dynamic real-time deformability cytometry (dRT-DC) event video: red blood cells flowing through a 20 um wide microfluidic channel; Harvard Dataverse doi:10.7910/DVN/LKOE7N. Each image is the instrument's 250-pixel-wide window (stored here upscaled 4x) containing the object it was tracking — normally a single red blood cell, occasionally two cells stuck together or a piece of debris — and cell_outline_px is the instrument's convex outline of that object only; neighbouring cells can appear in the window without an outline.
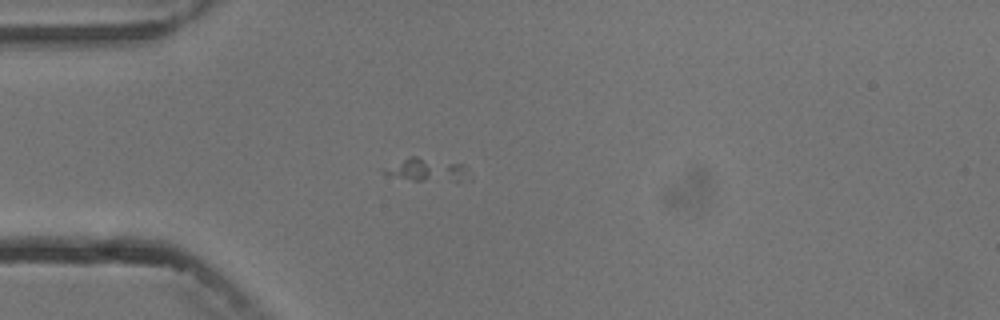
{"species": "common noctule bat (a hibernating species)", "species_latin": "Nyctalus noctula", "temperature_condition": "cold", "stored_images_in_passage": 4, "camera_frame_rate_fps": 3000, "um_per_image_px": 0.085, "animal": {"sex": "male", "body_mass_g": 13.3}, "frame": {"image": 1, "passage_image": 4, "time_ms": 3.333, "image_size_px": [1000, 320], "cell_outline_px": [[472, 180], [412, 180], [384, 172], [384, 168], [412, 156], [416, 156], [464, 164], [468, 168]], "centroid_in_image_um": [36.45, 14.42], "position_along_channel_um": 48.5, "area_um2": 11.04}}